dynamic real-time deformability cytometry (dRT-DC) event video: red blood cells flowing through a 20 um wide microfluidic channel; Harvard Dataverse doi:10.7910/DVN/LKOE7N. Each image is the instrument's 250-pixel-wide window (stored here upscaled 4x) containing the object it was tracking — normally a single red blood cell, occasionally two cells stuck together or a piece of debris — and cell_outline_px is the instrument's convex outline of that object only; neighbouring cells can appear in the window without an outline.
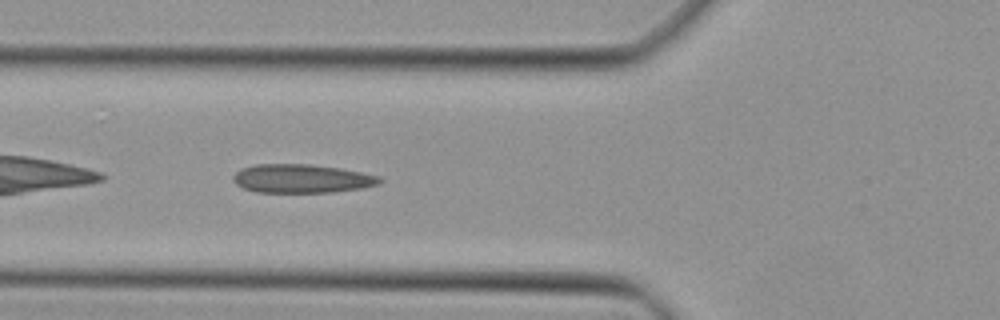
{"species": "Egyptian fruit bat (a non-hibernating species)", "species_latin": "Rousettus aegyptiacus", "temperature_condition": "cold", "stored_images_in_passage": 32, "camera_frame_rate_fps": 3000, "um_per_image_px": 0.085, "animal": {"sex": "female"}, "frame": {"image": 1, "passage_image": 3, "time_ms": 0.667, "image_size_px": [1000, 320], "cell_outline_px": [[384, 180], [380, 184], [364, 188], [332, 192], [256, 192], [244, 188], [236, 184], [232, 180], [232, 176], [240, 168], [256, 164], [312, 164], [340, 168], [380, 176]], "centroid_in_image_um": [25.66, 15.18], "position_along_channel_um": 100.1, "area_um2": 24.68}}
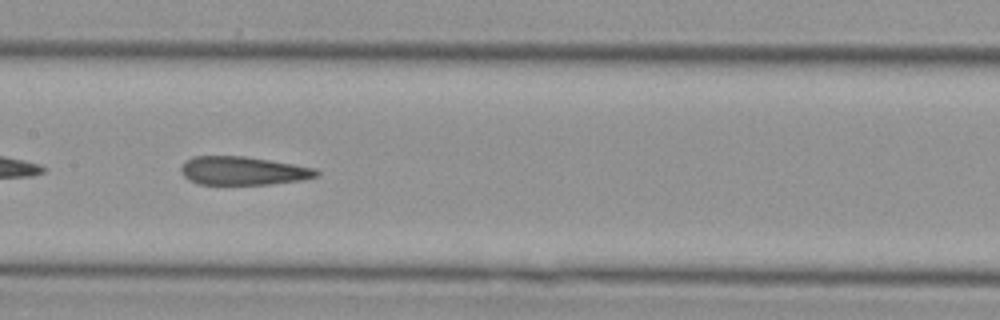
{"frame": {"image": 2, "passage_image": 9, "time_ms": 2.667, "image_size_px": [1000, 320], "cell_outline_px": [[320, 176], [304, 180], [268, 184], [200, 184], [188, 180], [180, 172], [180, 168], [192, 156], [244, 156], [316, 168], [320, 172]], "centroid_in_image_um": [20.69, 14.52], "position_along_channel_um": 186.7, "area_um2": 22.43}}
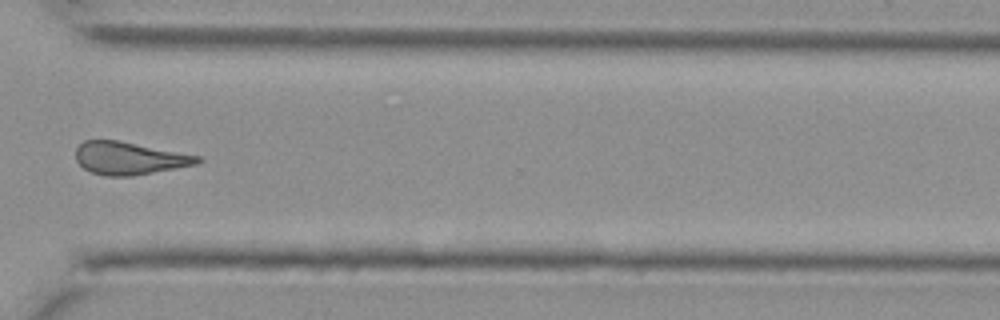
{"frame": {"image": 3, "passage_image": 21, "time_ms": 6.667, "image_size_px": [1000, 320], "cell_outline_px": [[204, 160], [200, 164], [132, 176], [104, 176], [92, 172], [84, 168], [76, 160], [76, 148], [84, 140], [120, 140], [200, 156]], "centroid_in_image_um": [11.03, 13.45], "position_along_channel_um": 359.6, "area_um2": 23.35}}